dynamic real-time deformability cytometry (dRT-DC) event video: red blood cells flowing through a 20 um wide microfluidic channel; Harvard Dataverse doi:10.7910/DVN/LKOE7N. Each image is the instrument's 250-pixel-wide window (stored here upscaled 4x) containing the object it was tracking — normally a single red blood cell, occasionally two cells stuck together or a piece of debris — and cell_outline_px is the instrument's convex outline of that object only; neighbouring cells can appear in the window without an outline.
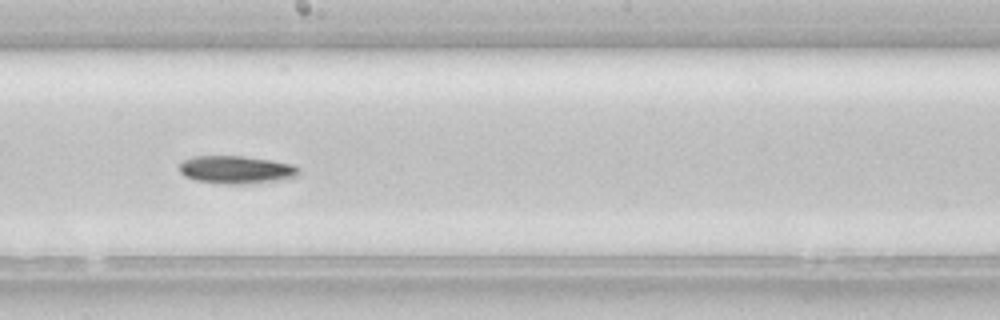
{"species": "common noctule bat (a hibernating species)", "species_latin": "Nyctalus noctula", "temperature_condition": "room temperature", "stored_images_in_passage": 42, "camera_frame_rate_fps": 3000, "um_per_image_px": 0.085, "animal": {"sex": "female", "body_mass_g": 22.7, "forearm_length_mm": 54.2}, "frame": {"image": 1, "passage_image": 19, "time_ms": 6.0, "image_size_px": [1000, 320], "cell_outline_px": [[300, 176], [276, 180], [240, 184], [228, 184], [196, 180], [184, 176], [180, 172], [180, 164], [184, 160], [192, 156], [244, 156], [272, 160], [292, 164], [300, 168]], "centroid_in_image_um": [20.1, 14.41], "position_along_channel_um": 228.1, "area_um2": 19.31}, "authors_computed_cell_mechanics": {"area_um2": 19.1607, "velocity_mm_per_s": 4.108, "shape_relaxation_time_tau1_ms": 10.3861, "shape_relaxation_time_tau2_ms": 10.5875, "deformation_change_tau1": 0.1614, "deformation_change_tau2": 0.1458}}